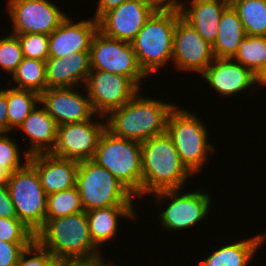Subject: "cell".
Listing matches in <instances>:
<instances>
[{"label":"cell","instance_id":"6da1fadb","mask_svg":"<svg viewBox=\"0 0 266 266\" xmlns=\"http://www.w3.org/2000/svg\"><path fill=\"white\" fill-rule=\"evenodd\" d=\"M139 93L122 107L110 111L104 120L106 129L115 136L142 143L166 133L169 114L176 104Z\"/></svg>","mask_w":266,"mask_h":266},{"label":"cell","instance_id":"7a4b0ae2","mask_svg":"<svg viewBox=\"0 0 266 266\" xmlns=\"http://www.w3.org/2000/svg\"><path fill=\"white\" fill-rule=\"evenodd\" d=\"M35 240L54 257L74 261L102 259V251L93 243L85 211L55 219H45Z\"/></svg>","mask_w":266,"mask_h":266},{"label":"cell","instance_id":"3957f363","mask_svg":"<svg viewBox=\"0 0 266 266\" xmlns=\"http://www.w3.org/2000/svg\"><path fill=\"white\" fill-rule=\"evenodd\" d=\"M142 197L162 190L183 189L193 174L181 161L167 133L141 143Z\"/></svg>","mask_w":266,"mask_h":266},{"label":"cell","instance_id":"277c9868","mask_svg":"<svg viewBox=\"0 0 266 266\" xmlns=\"http://www.w3.org/2000/svg\"><path fill=\"white\" fill-rule=\"evenodd\" d=\"M180 11L156 10L131 42L140 68L149 77L172 63L173 35Z\"/></svg>","mask_w":266,"mask_h":266},{"label":"cell","instance_id":"5b68a950","mask_svg":"<svg viewBox=\"0 0 266 266\" xmlns=\"http://www.w3.org/2000/svg\"><path fill=\"white\" fill-rule=\"evenodd\" d=\"M93 160L111 172L135 197L142 198L141 143L115 136L105 128Z\"/></svg>","mask_w":266,"mask_h":266},{"label":"cell","instance_id":"8992f818","mask_svg":"<svg viewBox=\"0 0 266 266\" xmlns=\"http://www.w3.org/2000/svg\"><path fill=\"white\" fill-rule=\"evenodd\" d=\"M201 121L196 114L178 105L167 120L166 133L171 137L181 161L193 175L201 173L209 154L215 153L213 144L208 140V128Z\"/></svg>","mask_w":266,"mask_h":266},{"label":"cell","instance_id":"52a82bcc","mask_svg":"<svg viewBox=\"0 0 266 266\" xmlns=\"http://www.w3.org/2000/svg\"><path fill=\"white\" fill-rule=\"evenodd\" d=\"M76 187L85 212L135 204V196L111 172L93 159L78 163Z\"/></svg>","mask_w":266,"mask_h":266},{"label":"cell","instance_id":"ba28073f","mask_svg":"<svg viewBox=\"0 0 266 266\" xmlns=\"http://www.w3.org/2000/svg\"><path fill=\"white\" fill-rule=\"evenodd\" d=\"M7 188L18 219L36 234L45 224L48 196L36 169L28 162L12 172Z\"/></svg>","mask_w":266,"mask_h":266},{"label":"cell","instance_id":"9c48e42d","mask_svg":"<svg viewBox=\"0 0 266 266\" xmlns=\"http://www.w3.org/2000/svg\"><path fill=\"white\" fill-rule=\"evenodd\" d=\"M183 189L162 190L153 193L154 200L158 203H167L165 210L160 212L159 221L162 226L172 232L188 230L203 221L210 212V194L203 189H195L192 192H183ZM180 192V193H179ZM170 202H165L167 200ZM172 200V201H171ZM164 201V202H163Z\"/></svg>","mask_w":266,"mask_h":266},{"label":"cell","instance_id":"30bf717a","mask_svg":"<svg viewBox=\"0 0 266 266\" xmlns=\"http://www.w3.org/2000/svg\"><path fill=\"white\" fill-rule=\"evenodd\" d=\"M90 68L128 77L139 89L141 81L148 77L140 68L131 43L109 38L100 31L91 41Z\"/></svg>","mask_w":266,"mask_h":266},{"label":"cell","instance_id":"8fae6325","mask_svg":"<svg viewBox=\"0 0 266 266\" xmlns=\"http://www.w3.org/2000/svg\"><path fill=\"white\" fill-rule=\"evenodd\" d=\"M84 88L99 119H104L110 111L122 107L140 92L128 77L100 70L90 71Z\"/></svg>","mask_w":266,"mask_h":266},{"label":"cell","instance_id":"7c38bea8","mask_svg":"<svg viewBox=\"0 0 266 266\" xmlns=\"http://www.w3.org/2000/svg\"><path fill=\"white\" fill-rule=\"evenodd\" d=\"M7 5L14 35H49L67 18L61 8L50 0H9Z\"/></svg>","mask_w":266,"mask_h":266},{"label":"cell","instance_id":"4fadbf2b","mask_svg":"<svg viewBox=\"0 0 266 266\" xmlns=\"http://www.w3.org/2000/svg\"><path fill=\"white\" fill-rule=\"evenodd\" d=\"M106 123L90 120L58 126L56 144L51 154L77 162L93 159Z\"/></svg>","mask_w":266,"mask_h":266},{"label":"cell","instance_id":"5bb4252c","mask_svg":"<svg viewBox=\"0 0 266 266\" xmlns=\"http://www.w3.org/2000/svg\"><path fill=\"white\" fill-rule=\"evenodd\" d=\"M214 59L212 45L180 17L173 35L172 65L175 69L196 71L201 75Z\"/></svg>","mask_w":266,"mask_h":266},{"label":"cell","instance_id":"9a60e30c","mask_svg":"<svg viewBox=\"0 0 266 266\" xmlns=\"http://www.w3.org/2000/svg\"><path fill=\"white\" fill-rule=\"evenodd\" d=\"M155 11L146 0H126L97 20L98 31L109 38L131 43Z\"/></svg>","mask_w":266,"mask_h":266},{"label":"cell","instance_id":"2e32d148","mask_svg":"<svg viewBox=\"0 0 266 266\" xmlns=\"http://www.w3.org/2000/svg\"><path fill=\"white\" fill-rule=\"evenodd\" d=\"M77 87L47 88L40 94V104L59 126L92 119L94 112L86 94L76 91Z\"/></svg>","mask_w":266,"mask_h":266},{"label":"cell","instance_id":"e0dca14e","mask_svg":"<svg viewBox=\"0 0 266 266\" xmlns=\"http://www.w3.org/2000/svg\"><path fill=\"white\" fill-rule=\"evenodd\" d=\"M201 76L223 97L255 87V74L232 58H215Z\"/></svg>","mask_w":266,"mask_h":266},{"label":"cell","instance_id":"ac0fdd59","mask_svg":"<svg viewBox=\"0 0 266 266\" xmlns=\"http://www.w3.org/2000/svg\"><path fill=\"white\" fill-rule=\"evenodd\" d=\"M98 31V21L87 19L72 21L67 18L49 34L48 58H59L69 53L90 51V45L94 34Z\"/></svg>","mask_w":266,"mask_h":266},{"label":"cell","instance_id":"d6986e66","mask_svg":"<svg viewBox=\"0 0 266 266\" xmlns=\"http://www.w3.org/2000/svg\"><path fill=\"white\" fill-rule=\"evenodd\" d=\"M29 163L36 169L47 195L76 186L78 163L51 153L32 155Z\"/></svg>","mask_w":266,"mask_h":266},{"label":"cell","instance_id":"ffe728a7","mask_svg":"<svg viewBox=\"0 0 266 266\" xmlns=\"http://www.w3.org/2000/svg\"><path fill=\"white\" fill-rule=\"evenodd\" d=\"M48 88L79 87L85 85L90 68V51L69 53L64 57L47 58Z\"/></svg>","mask_w":266,"mask_h":266},{"label":"cell","instance_id":"44dd1931","mask_svg":"<svg viewBox=\"0 0 266 266\" xmlns=\"http://www.w3.org/2000/svg\"><path fill=\"white\" fill-rule=\"evenodd\" d=\"M39 106L36 105L17 129L26 133L25 137L31 142L26 151L30 156L51 153L56 144L59 125L42 104Z\"/></svg>","mask_w":266,"mask_h":266},{"label":"cell","instance_id":"7402d4cb","mask_svg":"<svg viewBox=\"0 0 266 266\" xmlns=\"http://www.w3.org/2000/svg\"><path fill=\"white\" fill-rule=\"evenodd\" d=\"M188 3L183 2L181 17L212 45L217 37L220 16L230 0H191Z\"/></svg>","mask_w":266,"mask_h":266},{"label":"cell","instance_id":"603a6c76","mask_svg":"<svg viewBox=\"0 0 266 266\" xmlns=\"http://www.w3.org/2000/svg\"><path fill=\"white\" fill-rule=\"evenodd\" d=\"M135 208L134 206H111L86 212L93 243L102 250V246L118 234L119 218L134 219Z\"/></svg>","mask_w":266,"mask_h":266},{"label":"cell","instance_id":"cb8c5ba5","mask_svg":"<svg viewBox=\"0 0 266 266\" xmlns=\"http://www.w3.org/2000/svg\"><path fill=\"white\" fill-rule=\"evenodd\" d=\"M265 240L266 233H262L220 246L219 249L212 251L206 259L200 261L197 266H248L256 255L255 252L259 250Z\"/></svg>","mask_w":266,"mask_h":266},{"label":"cell","instance_id":"d4e9b609","mask_svg":"<svg viewBox=\"0 0 266 266\" xmlns=\"http://www.w3.org/2000/svg\"><path fill=\"white\" fill-rule=\"evenodd\" d=\"M246 36L238 13L229 4L220 16L217 37L212 44L215 58H233L239 43Z\"/></svg>","mask_w":266,"mask_h":266},{"label":"cell","instance_id":"484cf974","mask_svg":"<svg viewBox=\"0 0 266 266\" xmlns=\"http://www.w3.org/2000/svg\"><path fill=\"white\" fill-rule=\"evenodd\" d=\"M8 103V133L14 132L29 113L40 104V95L29 90L6 88Z\"/></svg>","mask_w":266,"mask_h":266},{"label":"cell","instance_id":"4316f807","mask_svg":"<svg viewBox=\"0 0 266 266\" xmlns=\"http://www.w3.org/2000/svg\"><path fill=\"white\" fill-rule=\"evenodd\" d=\"M246 35L266 36V0H230Z\"/></svg>","mask_w":266,"mask_h":266},{"label":"cell","instance_id":"83f0119b","mask_svg":"<svg viewBox=\"0 0 266 266\" xmlns=\"http://www.w3.org/2000/svg\"><path fill=\"white\" fill-rule=\"evenodd\" d=\"M12 80L17 84L13 88L33 91L40 95L48 88L45 61L24 57L12 74Z\"/></svg>","mask_w":266,"mask_h":266},{"label":"cell","instance_id":"f1b7e54d","mask_svg":"<svg viewBox=\"0 0 266 266\" xmlns=\"http://www.w3.org/2000/svg\"><path fill=\"white\" fill-rule=\"evenodd\" d=\"M232 59L256 74L266 63V36L246 35Z\"/></svg>","mask_w":266,"mask_h":266},{"label":"cell","instance_id":"f546056e","mask_svg":"<svg viewBox=\"0 0 266 266\" xmlns=\"http://www.w3.org/2000/svg\"><path fill=\"white\" fill-rule=\"evenodd\" d=\"M82 211L84 209L76 186L47 196L45 219H55Z\"/></svg>","mask_w":266,"mask_h":266},{"label":"cell","instance_id":"4dcf8cb0","mask_svg":"<svg viewBox=\"0 0 266 266\" xmlns=\"http://www.w3.org/2000/svg\"><path fill=\"white\" fill-rule=\"evenodd\" d=\"M24 56L17 35L9 33L0 38V67L11 75L16 71Z\"/></svg>","mask_w":266,"mask_h":266},{"label":"cell","instance_id":"1f68e13d","mask_svg":"<svg viewBox=\"0 0 266 266\" xmlns=\"http://www.w3.org/2000/svg\"><path fill=\"white\" fill-rule=\"evenodd\" d=\"M18 143L14 141L8 133L0 134V162L4 163V166L8 168L11 172L24 167L28 162L30 155L24 150L21 155V151ZM21 156L25 157V160ZM23 160V162H22ZM23 163V164H22Z\"/></svg>","mask_w":266,"mask_h":266},{"label":"cell","instance_id":"d6a6232c","mask_svg":"<svg viewBox=\"0 0 266 266\" xmlns=\"http://www.w3.org/2000/svg\"><path fill=\"white\" fill-rule=\"evenodd\" d=\"M25 58L46 61L49 55V35L30 33L17 35Z\"/></svg>","mask_w":266,"mask_h":266},{"label":"cell","instance_id":"836d02e7","mask_svg":"<svg viewBox=\"0 0 266 266\" xmlns=\"http://www.w3.org/2000/svg\"><path fill=\"white\" fill-rule=\"evenodd\" d=\"M0 239L7 242H34L35 233L18 218H0Z\"/></svg>","mask_w":266,"mask_h":266},{"label":"cell","instance_id":"e575fe53","mask_svg":"<svg viewBox=\"0 0 266 266\" xmlns=\"http://www.w3.org/2000/svg\"><path fill=\"white\" fill-rule=\"evenodd\" d=\"M53 258L54 255L35 240L22 252L16 266H48Z\"/></svg>","mask_w":266,"mask_h":266},{"label":"cell","instance_id":"d590c367","mask_svg":"<svg viewBox=\"0 0 266 266\" xmlns=\"http://www.w3.org/2000/svg\"><path fill=\"white\" fill-rule=\"evenodd\" d=\"M33 242H7L0 239V266H16L22 252Z\"/></svg>","mask_w":266,"mask_h":266},{"label":"cell","instance_id":"8d00e7d4","mask_svg":"<svg viewBox=\"0 0 266 266\" xmlns=\"http://www.w3.org/2000/svg\"><path fill=\"white\" fill-rule=\"evenodd\" d=\"M0 218H18L7 183H0Z\"/></svg>","mask_w":266,"mask_h":266},{"label":"cell","instance_id":"74e56055","mask_svg":"<svg viewBox=\"0 0 266 266\" xmlns=\"http://www.w3.org/2000/svg\"><path fill=\"white\" fill-rule=\"evenodd\" d=\"M8 103L6 89H0V134L8 133Z\"/></svg>","mask_w":266,"mask_h":266},{"label":"cell","instance_id":"f35d334b","mask_svg":"<svg viewBox=\"0 0 266 266\" xmlns=\"http://www.w3.org/2000/svg\"><path fill=\"white\" fill-rule=\"evenodd\" d=\"M156 10L180 11L183 3L181 0H146Z\"/></svg>","mask_w":266,"mask_h":266},{"label":"cell","instance_id":"ab89813d","mask_svg":"<svg viewBox=\"0 0 266 266\" xmlns=\"http://www.w3.org/2000/svg\"><path fill=\"white\" fill-rule=\"evenodd\" d=\"M126 0H98V7L94 15V18L98 20L104 13L120 6Z\"/></svg>","mask_w":266,"mask_h":266},{"label":"cell","instance_id":"60d3db41","mask_svg":"<svg viewBox=\"0 0 266 266\" xmlns=\"http://www.w3.org/2000/svg\"><path fill=\"white\" fill-rule=\"evenodd\" d=\"M104 258L94 261H77L72 266H113L112 263H107Z\"/></svg>","mask_w":266,"mask_h":266},{"label":"cell","instance_id":"b9f144b4","mask_svg":"<svg viewBox=\"0 0 266 266\" xmlns=\"http://www.w3.org/2000/svg\"><path fill=\"white\" fill-rule=\"evenodd\" d=\"M76 261L69 258L54 257L48 266H72Z\"/></svg>","mask_w":266,"mask_h":266},{"label":"cell","instance_id":"7bdbcfd3","mask_svg":"<svg viewBox=\"0 0 266 266\" xmlns=\"http://www.w3.org/2000/svg\"><path fill=\"white\" fill-rule=\"evenodd\" d=\"M259 84L266 85V63L255 74V87Z\"/></svg>","mask_w":266,"mask_h":266},{"label":"cell","instance_id":"ee69618b","mask_svg":"<svg viewBox=\"0 0 266 266\" xmlns=\"http://www.w3.org/2000/svg\"><path fill=\"white\" fill-rule=\"evenodd\" d=\"M11 173L12 172L4 166V163L0 162V183H7Z\"/></svg>","mask_w":266,"mask_h":266}]
</instances>
